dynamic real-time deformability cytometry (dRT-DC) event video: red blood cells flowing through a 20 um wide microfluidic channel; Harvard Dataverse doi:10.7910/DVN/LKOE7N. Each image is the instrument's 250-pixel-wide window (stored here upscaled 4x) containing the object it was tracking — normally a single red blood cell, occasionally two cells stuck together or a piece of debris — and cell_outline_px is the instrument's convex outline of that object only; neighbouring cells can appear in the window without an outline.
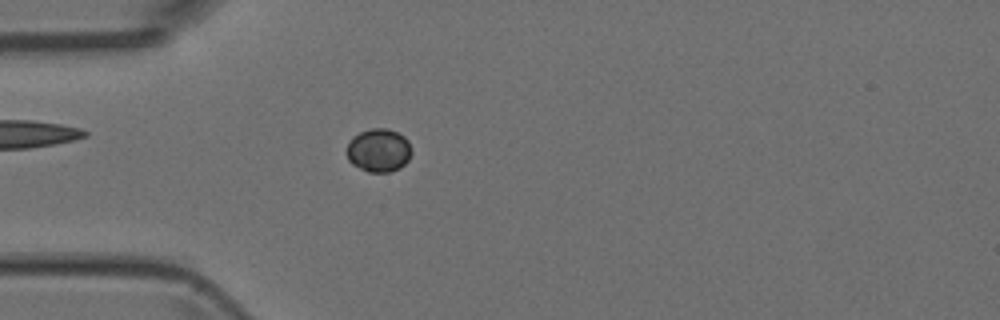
{"species": "Egyptian fruit bat (a non-hibernating species)", "species_latin": "Rousettus aegyptiacus", "temperature_condition": "room temperature", "stored_images_in_passage": 44, "camera_frame_rate_fps": 3000, "um_per_image_px": 0.085, "animal": {"sex": "female"}, "frame": {"image": 1, "passage_image": 8, "time_ms": 2.333, "image_size_px": [1000, 320], "cell_outline_px": [[412, 152], [408, 160], [400, 168], [388, 172], [368, 172], [352, 164], [348, 160], [348, 140], [352, 136], [360, 132], [372, 128], [388, 128], [404, 136], [408, 140]], "centroid_in_image_um": [32.19, 12.77], "position_along_channel_um": 52.8, "area_um2": 16.42}}
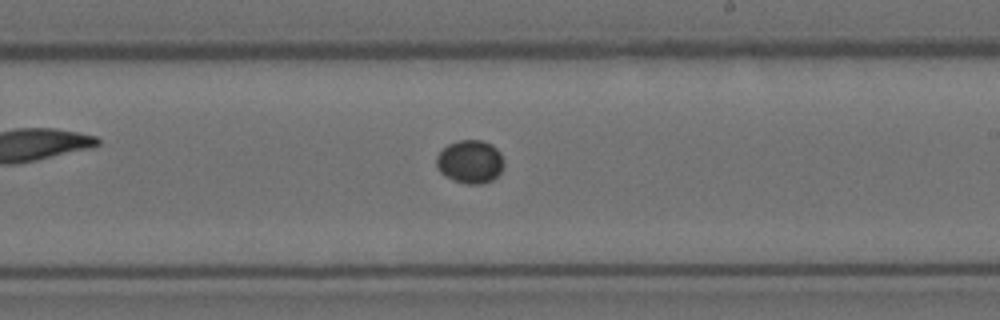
{"frame": {"image": 2, "passage_image": 23, "time_ms": 7.333, "image_size_px": [1000, 320], "cell_outline_px": [[504, 164], [500, 172], [492, 180], [480, 184], [468, 184], [452, 180], [444, 176], [440, 172], [436, 164], [436, 156], [448, 144], [460, 140], [480, 140], [492, 144], [500, 152], [504, 160]], "centroid_in_image_um": [39.96, 13.75], "position_along_channel_um": 249.0, "area_um2": 17.05}}
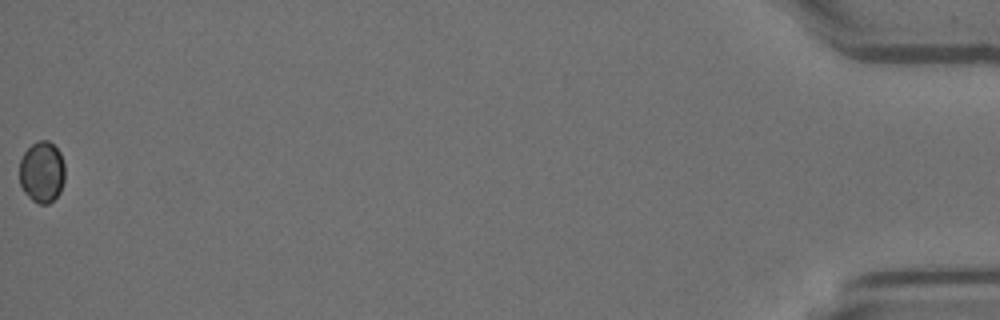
{"frame": {"image": 3, "passage_image": 44, "time_ms": 14.333, "image_size_px": [1000, 320], "cell_outline_px": [[64, 180], [60, 192], [48, 204], [40, 204], [32, 200], [24, 192], [20, 184], [20, 160], [24, 152], [32, 144], [40, 140], [48, 140], [60, 152], [64, 164]], "centroid_in_image_um": [3.56, 14.62], "position_along_channel_um": 431.6, "area_um2": 16.18}}